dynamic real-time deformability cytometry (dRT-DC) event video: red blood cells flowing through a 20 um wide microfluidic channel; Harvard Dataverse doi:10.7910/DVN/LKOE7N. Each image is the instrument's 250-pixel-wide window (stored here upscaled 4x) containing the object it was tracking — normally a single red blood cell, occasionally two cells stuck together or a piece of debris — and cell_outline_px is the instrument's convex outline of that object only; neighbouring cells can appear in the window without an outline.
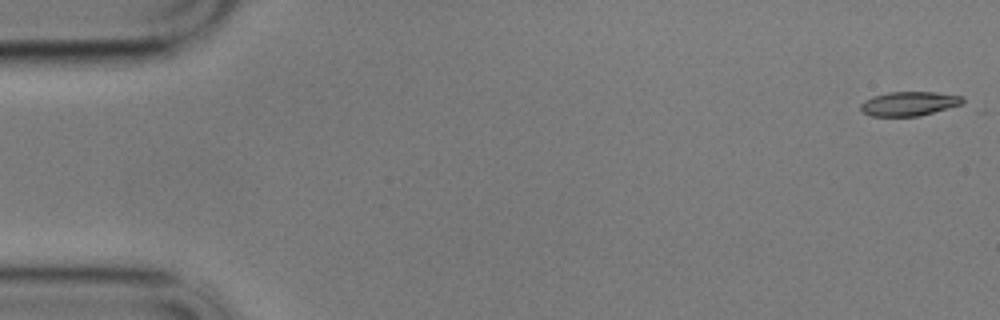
{"species": "common noctule bat (a hibernating species)", "species_latin": "Nyctalus noctula", "temperature_condition": "cold", "stored_images_in_passage": 31, "camera_frame_rate_fps": 3000, "um_per_image_px": 0.085, "animal": {"sex": "male", "body_mass_g": 17.9}, "frame": {"image": 1, "passage_image": 1, "time_ms": 0.0, "image_size_px": [1000, 320], "cell_outline_px": [[964, 100], [960, 104], [920, 116], [872, 116], [864, 112], [860, 108], [860, 104], [864, 100], [872, 96], [888, 92], [936, 92], [964, 96]], "centroid_in_image_um": [77.25, 8.8], "position_along_channel_um": 7.8, "area_um2": 14.33}}
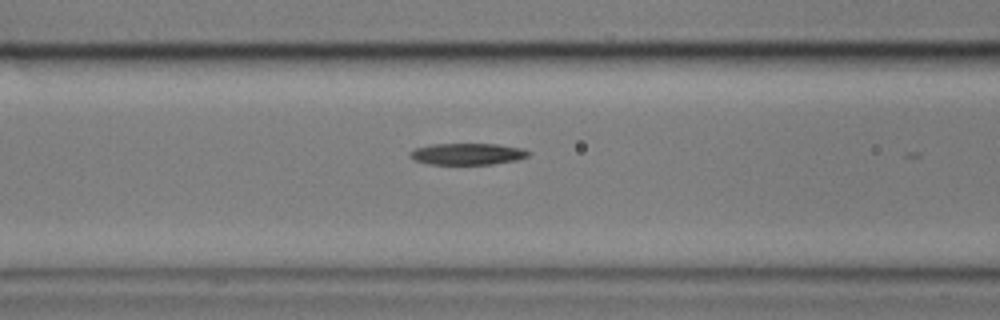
{"frame": {"image": 2, "passage_image": 23, "time_ms": 7.333, "image_size_px": [1000, 320], "cell_outline_px": [[532, 152], [528, 156], [516, 160], [492, 164], [428, 164], [412, 160], [408, 156], [408, 152], [416, 148], [432, 144], [496, 144], [524, 148]], "centroid_in_image_um": [39.71, 13.08], "position_along_channel_um": 126.9, "area_um2": 15.03}}
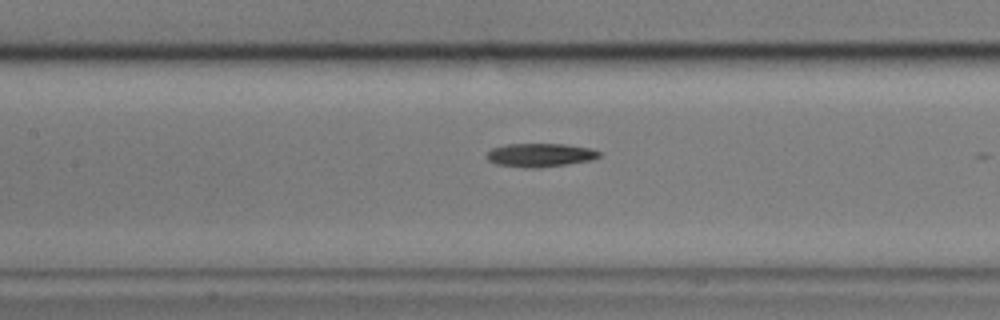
{"frame": {"image": 3, "passage_image": 26, "time_ms": 8.333, "image_size_px": [1000, 320], "cell_outline_px": [[600, 156], [592, 160], [568, 164], [540, 168], [524, 168], [496, 164], [488, 160], [488, 152], [492, 148], [508, 144], [564, 144], [592, 148], [600, 152]], "centroid_in_image_um": [45.94, 13.19], "position_along_channel_um": 161.5, "area_um2": 15.49}}